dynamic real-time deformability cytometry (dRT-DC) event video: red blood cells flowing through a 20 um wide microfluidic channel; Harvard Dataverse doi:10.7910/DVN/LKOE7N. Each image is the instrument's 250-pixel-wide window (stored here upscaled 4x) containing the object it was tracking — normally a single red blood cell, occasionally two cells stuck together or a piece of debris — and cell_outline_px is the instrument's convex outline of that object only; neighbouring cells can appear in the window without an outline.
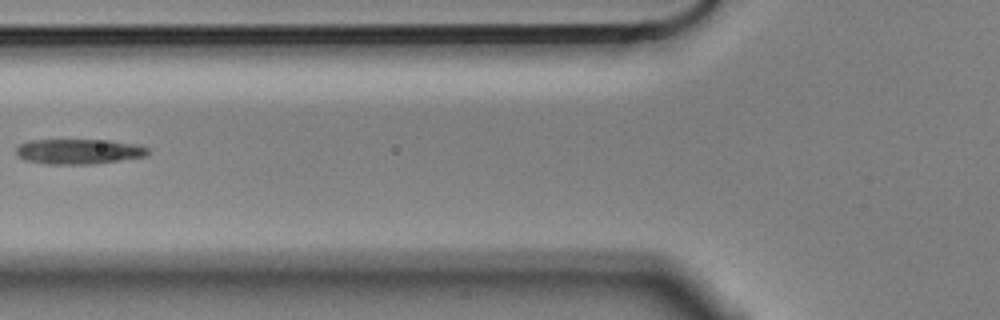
{"species": "Egyptian fruit bat (a non-hibernating species)", "species_latin": "Rousettus aegyptiacus", "temperature_condition": "cold", "stored_images_in_passage": 7, "segment_of_instrument_passage": [2, 2], "camera_frame_rate_fps": 3000, "um_per_image_px": 0.085, "animal": {"sex": "male"}, "frame": {"image": 1, "passage_image": 6, "time_ms": 1.667, "image_size_px": [1000, 320], "cell_outline_px": [[148, 152], [144, 156], [92, 164], [48, 164], [28, 160], [20, 156], [16, 152], [16, 148], [20, 144], [28, 140], [108, 140], [140, 144], [148, 148]], "centroid_in_image_um": [6.71, 12.86], "position_along_channel_um": 119.1, "area_um2": 19.07}}
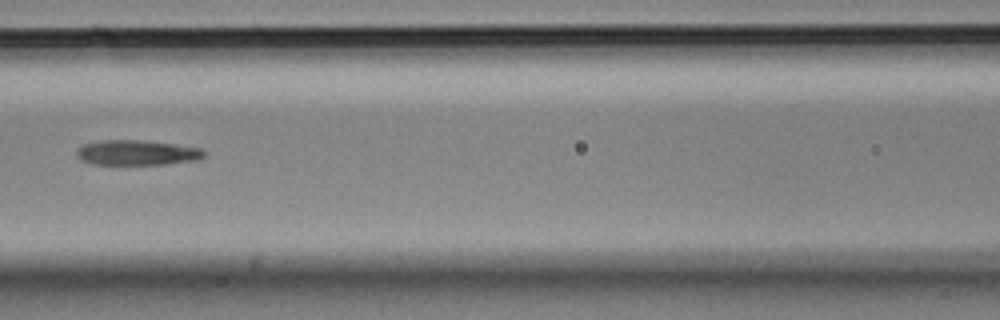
{"frame": {"image": 2, "passage_image": 7, "time_ms": 2.0, "image_size_px": [1000, 320], "cell_outline_px": [[204, 156], [200, 160], [164, 164], [92, 164], [80, 160], [76, 156], [76, 152], [84, 144], [104, 140], [136, 140], [172, 144], [200, 148], [204, 152]], "centroid_in_image_um": [11.63, 12.99], "position_along_channel_um": 155.0, "area_um2": 18.38}}